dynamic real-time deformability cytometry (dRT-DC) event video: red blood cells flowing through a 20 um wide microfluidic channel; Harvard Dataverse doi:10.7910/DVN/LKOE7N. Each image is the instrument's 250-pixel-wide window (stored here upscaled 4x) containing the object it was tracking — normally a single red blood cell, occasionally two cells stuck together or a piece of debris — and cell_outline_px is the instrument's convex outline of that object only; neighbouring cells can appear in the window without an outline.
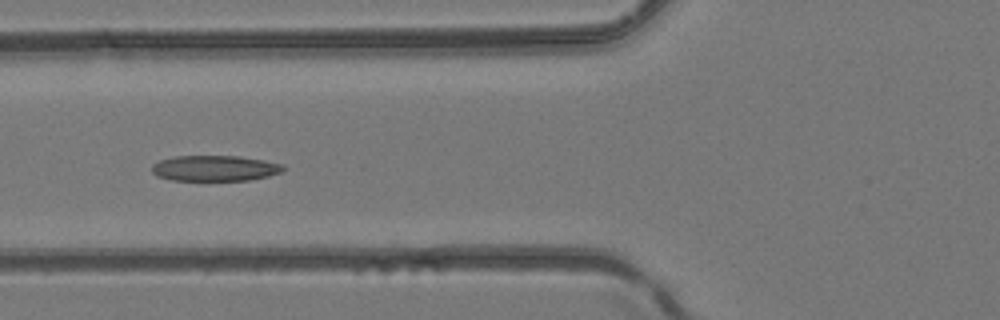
{"species": "common noctule bat (a hibernating species)", "species_latin": "Nyctalus noctula", "temperature_condition": "room temperature", "stored_images_in_passage": 6, "camera_frame_rate_fps": 3000, "um_per_image_px": 0.085, "animal": {"sex": "female", "body_mass_g": 24.6, "forearm_length_mm": 56.2}, "frame": {"image": 1, "passage_image": 6, "time_ms": 1.667, "image_size_px": [1000, 320], "cell_outline_px": [[288, 168], [280, 172], [268, 176], [248, 180], [172, 180], [156, 176], [152, 172], [152, 164], [160, 160], [176, 156], [240, 156], [264, 160], [284, 164]], "centroid_in_image_um": [18.28, 14.29], "position_along_channel_um": 107.5, "area_um2": 19.71}}